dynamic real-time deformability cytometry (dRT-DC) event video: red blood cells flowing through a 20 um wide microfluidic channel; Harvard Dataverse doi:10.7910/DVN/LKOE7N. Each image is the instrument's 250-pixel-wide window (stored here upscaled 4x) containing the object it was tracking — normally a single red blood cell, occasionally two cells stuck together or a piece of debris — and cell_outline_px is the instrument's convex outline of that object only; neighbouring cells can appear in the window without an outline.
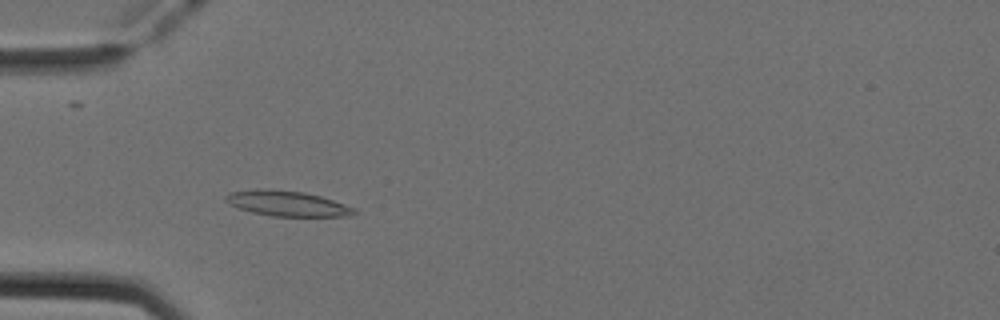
{"species": "Egyptian fruit bat (a non-hibernating species)", "species_latin": "Rousettus aegyptiacus", "temperature_condition": "cold", "stored_images_in_passage": 39, "camera_frame_rate_fps": 3000, "um_per_image_px": 0.085, "animal": {"sex": "female"}, "frame": {"image": 1, "passage_image": 12, "time_ms": 3.667, "image_size_px": [1000, 320], "cell_outline_px": [[356, 212], [348, 216], [272, 216], [252, 212], [228, 204], [224, 200], [224, 196], [228, 192], [268, 188], [304, 192], [320, 196], [356, 208]], "centroid_in_image_um": [24.37, 17.29], "position_along_channel_um": 60.6, "area_um2": 18.9}}
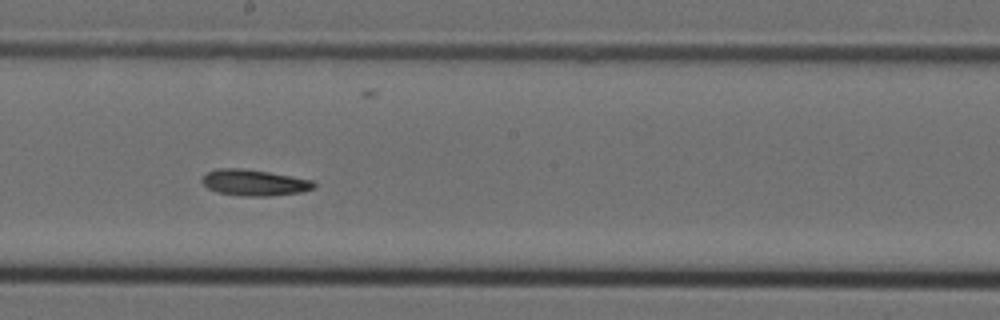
{"frame": {"image": 2, "passage_image": 25, "time_ms": 8.0, "image_size_px": [1000, 320], "cell_outline_px": [[316, 188], [300, 192], [272, 196], [244, 196], [216, 192], [208, 188], [200, 180], [208, 172], [220, 168], [240, 168], [268, 172], [312, 180], [316, 184]], "centroid_in_image_um": [21.62, 15.53], "position_along_channel_um": 226.6, "area_um2": 16.94}}
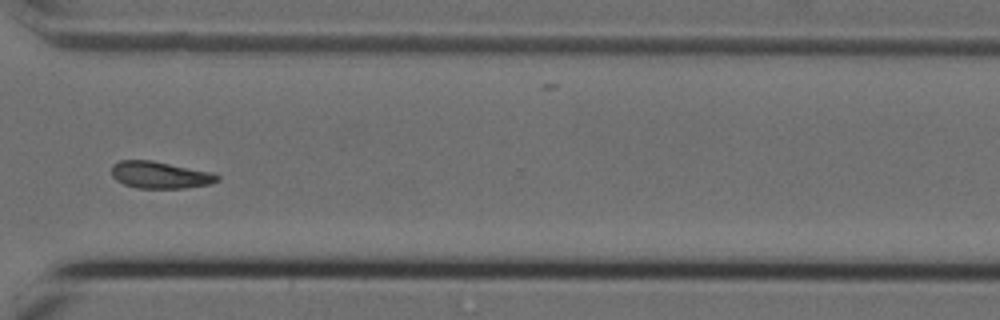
{"frame": {"image": 3, "passage_image": 35, "time_ms": 11.333, "image_size_px": [1000, 320], "cell_outline_px": [[220, 180], [212, 184], [184, 188], [136, 188], [124, 184], [116, 180], [112, 176], [112, 164], [120, 160], [152, 160], [212, 172], [220, 176]], "centroid_in_image_um": [13.62, 14.87], "position_along_channel_um": 357.0, "area_um2": 16.76}, "authors_computed_cell_mechanics": {"area_um2": 16.8776, "velocity_mm_per_s": 3.9201, "shape_relaxation_time_tau1_ms": null, "shape_relaxation_time_tau2_ms": 9.1582, "deformation_change_tau1": null, "deformation_change_tau2": 0.1434}}